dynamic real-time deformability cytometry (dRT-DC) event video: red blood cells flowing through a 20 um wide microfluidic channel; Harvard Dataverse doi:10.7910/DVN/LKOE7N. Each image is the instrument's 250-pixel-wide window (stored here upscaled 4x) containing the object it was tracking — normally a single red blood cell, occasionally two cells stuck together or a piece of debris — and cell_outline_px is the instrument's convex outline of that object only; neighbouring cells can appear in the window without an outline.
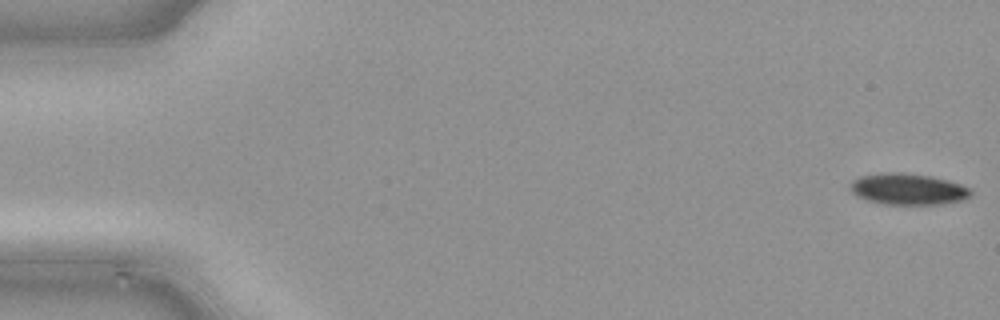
{"species": "common noctule bat (a hibernating species)", "species_latin": "Nyctalus noctula", "temperature_condition": "cold", "stored_images_in_passage": 48, "camera_frame_rate_fps": 3000, "um_per_image_px": 0.085, "animal": {"sex": "male", "body_mass_g": 21.5, "forearm_length_mm": 52.0}, "frame": {"image": 1, "passage_image": 1, "time_ms": 0.0, "image_size_px": [1000, 320], "cell_outline_px": [[972, 196], [964, 200], [944, 204], [884, 204], [868, 200], [852, 192], [848, 188], [848, 184], [852, 180], [860, 176], [880, 172], [904, 172], [932, 176], [948, 180], [972, 188]], "centroid_in_image_um": [77.2, 16.06], "position_along_channel_um": 7.8, "area_um2": 22.37}}
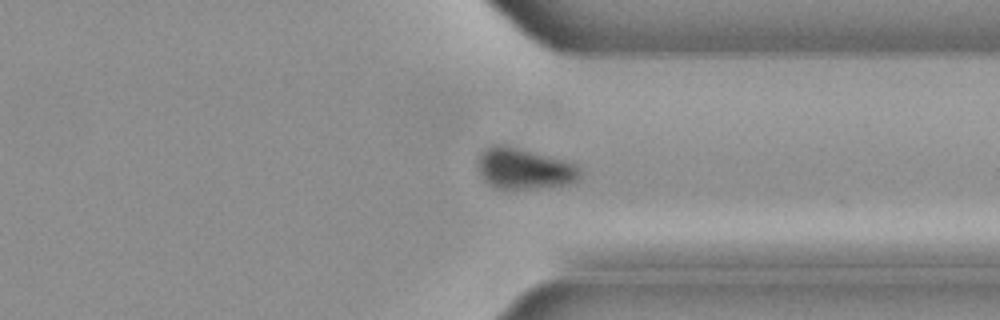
{"frame": {"image": 2, "passage_image": 37, "time_ms": 12.0, "image_size_px": [1000, 320], "cell_outline_px": [[580, 180], [572, 184], [548, 188], [512, 192], [492, 188], [480, 176], [476, 164], [476, 160], [480, 152], [484, 148], [492, 144], [508, 144], [564, 160], [576, 164], [580, 168]], "centroid_in_image_um": [44.51, 14.38], "position_along_channel_um": 366.9, "area_um2": 26.07}}
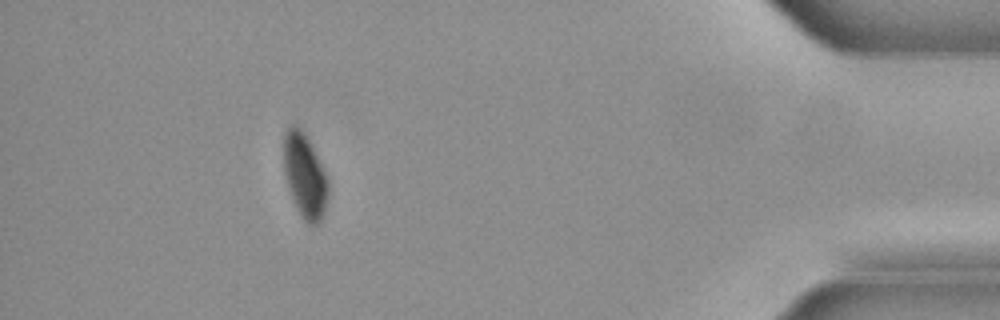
{"frame": {"image": 3, "passage_image": 44, "time_ms": 14.333, "image_size_px": [1000, 320], "cell_outline_px": [[328, 196], [324, 212], [320, 220], [316, 224], [308, 224], [304, 220], [292, 196], [288, 184], [284, 168], [284, 132], [292, 124], [296, 124], [304, 132], [324, 168], [328, 180]], "centroid_in_image_um": [25.92, 14.89], "position_along_channel_um": 409.3, "area_um2": 21.44}}